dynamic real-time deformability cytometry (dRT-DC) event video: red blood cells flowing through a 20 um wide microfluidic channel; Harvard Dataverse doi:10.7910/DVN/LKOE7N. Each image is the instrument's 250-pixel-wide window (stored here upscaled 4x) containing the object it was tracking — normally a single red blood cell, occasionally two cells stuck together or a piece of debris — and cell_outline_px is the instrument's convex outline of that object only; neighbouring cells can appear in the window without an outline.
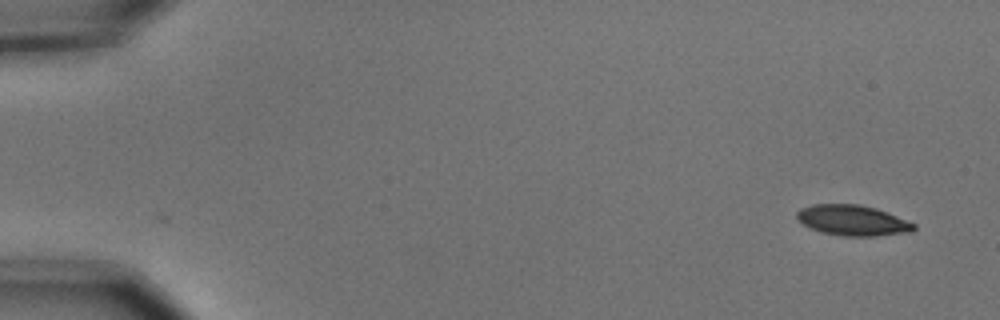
{"species": "common noctule bat (a hibernating species)", "species_latin": "Nyctalus noctula", "temperature_condition": "cold", "stored_images_in_passage": 2, "camera_frame_rate_fps": 3000, "um_per_image_px": 0.085, "animal": {"sex": "male", "body_mass_g": 15.6}, "frame": {"image": 1, "passage_image": 2, "time_ms": 0.333, "image_size_px": [1000, 320], "cell_outline_px": [[916, 228], [912, 232], [876, 236], [844, 236], [820, 232], [804, 224], [796, 216], [796, 212], [800, 208], [812, 204], [860, 204], [876, 208], [916, 224]], "centroid_in_image_um": [72.48, 18.73], "position_along_channel_um": 12.5, "area_um2": 20.81}}